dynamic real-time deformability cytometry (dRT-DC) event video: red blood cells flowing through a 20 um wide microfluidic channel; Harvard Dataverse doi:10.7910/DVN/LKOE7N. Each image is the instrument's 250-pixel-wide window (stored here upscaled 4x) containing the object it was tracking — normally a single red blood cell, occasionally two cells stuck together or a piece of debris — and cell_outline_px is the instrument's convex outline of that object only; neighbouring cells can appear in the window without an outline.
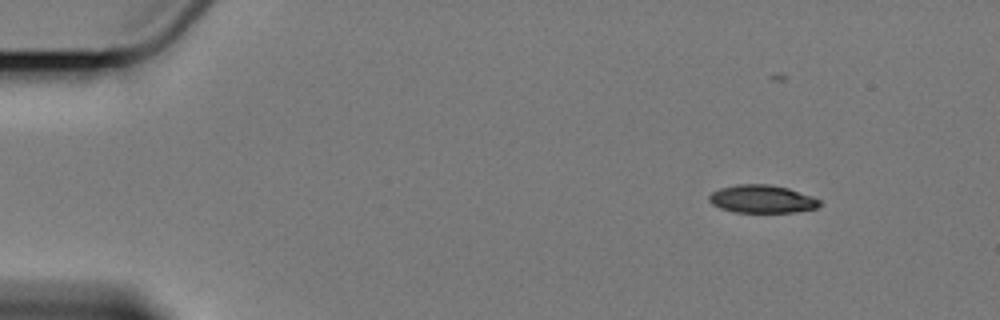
{"species": "Egyptian fruit bat (a non-hibernating species)", "species_latin": "Rousettus aegyptiacus", "temperature_condition": "cold", "stored_images_in_passage": 6, "camera_frame_rate_fps": 3000, "um_per_image_px": 0.085, "animal": {"sex": "female"}, "frame": {"image": 1, "passage_image": 1, "time_ms": 0.0, "image_size_px": [1000, 320], "cell_outline_px": [[820, 204], [816, 208], [792, 212], [736, 212], [720, 208], [712, 204], [708, 200], [708, 196], [712, 192], [720, 188], [736, 184], [768, 184], [788, 188], [812, 196], [820, 200]], "centroid_in_image_um": [64.74, 16.91], "position_along_channel_um": 20.3, "area_um2": 17.92}}
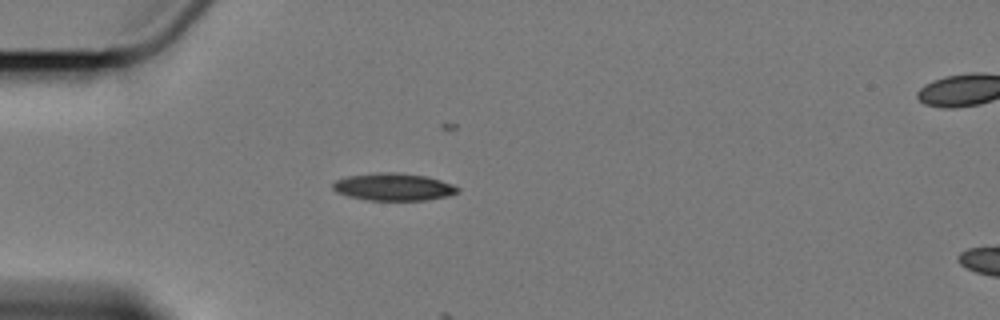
{"frame": {"image": 2, "passage_image": 3, "time_ms": 3.333, "image_size_px": [1000, 320], "cell_outline_px": [[460, 188], [456, 192], [448, 196], [428, 200], [368, 200], [348, 196], [336, 192], [332, 188], [332, 184], [336, 180], [348, 176], [372, 172], [400, 172], [428, 176], [452, 184]], "centroid_in_image_um": [33.43, 15.87], "position_along_channel_um": 51.6, "area_um2": 20.11}}
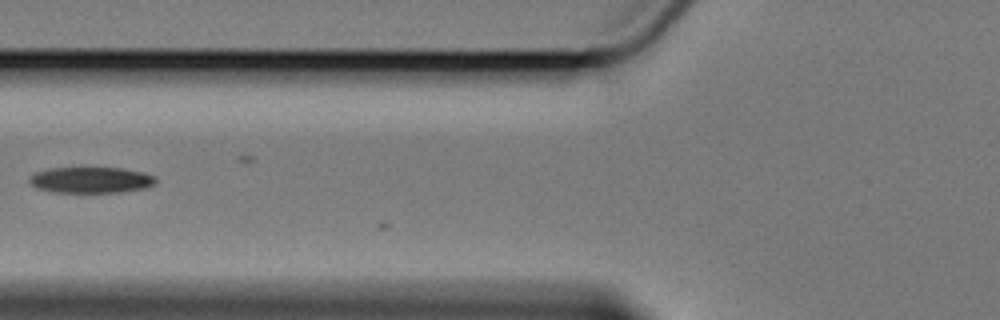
{"frame": {"image": 3, "passage_image": 5, "time_ms": 5.667, "image_size_px": [1000, 320], "cell_outline_px": [[156, 180], [152, 184], [144, 188], [120, 192], [52, 192], [36, 188], [28, 180], [28, 176], [36, 172], [48, 168], [120, 168], [144, 172], [152, 176]], "centroid_in_image_um": [7.66, 15.3], "position_along_channel_um": 118.1, "area_um2": 19.02}}